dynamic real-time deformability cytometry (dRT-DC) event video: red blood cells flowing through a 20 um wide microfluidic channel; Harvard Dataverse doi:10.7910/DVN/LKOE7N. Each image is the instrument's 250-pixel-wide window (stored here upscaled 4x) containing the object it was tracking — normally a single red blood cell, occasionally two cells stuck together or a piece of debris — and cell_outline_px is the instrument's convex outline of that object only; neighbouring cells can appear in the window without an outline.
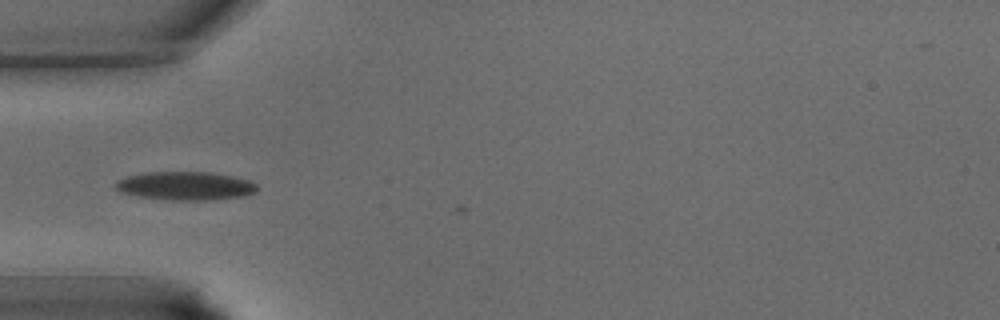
{"species": "common noctule bat (a hibernating species)", "species_latin": "Nyctalus noctula", "temperature_condition": "warm", "stored_images_in_passage": 23, "camera_frame_rate_fps": 3000, "um_per_image_px": 0.085, "animal": {"sex": "male", "body_mass_g": 15.6}, "frame": {"image": 1, "passage_image": 2, "time_ms": 0.333, "image_size_px": [1000, 320], "cell_outline_px": [[256, 192], [244, 196], [212, 200], [168, 200], [140, 196], [120, 192], [116, 188], [116, 180], [128, 176], [144, 172], [212, 172], [232, 176], [248, 180], [256, 184]], "centroid_in_image_um": [15.76, 15.8], "position_along_channel_um": 69.2, "area_um2": 23.47}}
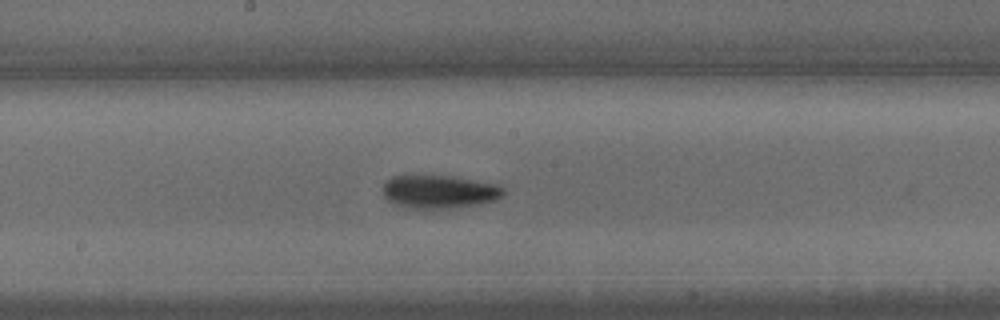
{"frame": {"image": 2, "passage_image": 10, "time_ms": 3.0, "image_size_px": [1000, 320], "cell_outline_px": [[504, 196], [496, 200], [480, 204], [456, 208], [424, 212], [404, 208], [388, 200], [384, 196], [384, 184], [392, 176], [452, 176], [500, 184], [504, 188]], "centroid_in_image_um": [37.37, 16.35], "position_along_channel_um": 210.8, "area_um2": 24.22}}
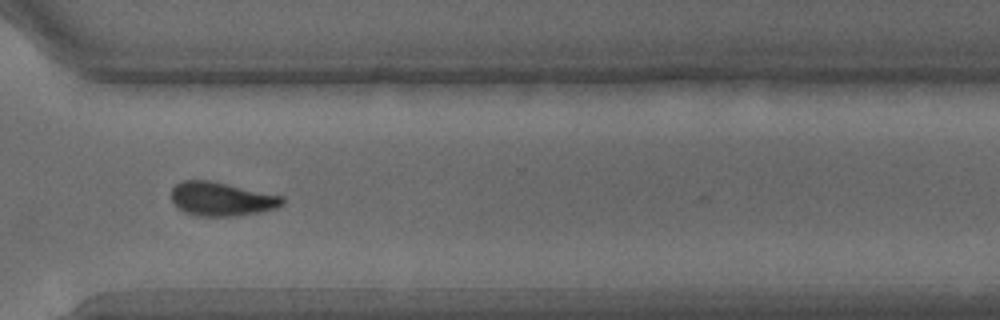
{"frame": {"image": 3, "passage_image": 18, "time_ms": 5.667, "image_size_px": [1000, 320], "cell_outline_px": [[284, 204], [276, 208], [236, 216], [200, 216], [184, 212], [172, 200], [172, 188], [176, 184], [184, 180], [208, 180], [284, 196]], "centroid_in_image_um": [18.84, 16.91], "position_along_channel_um": 351.8, "area_um2": 21.62}}